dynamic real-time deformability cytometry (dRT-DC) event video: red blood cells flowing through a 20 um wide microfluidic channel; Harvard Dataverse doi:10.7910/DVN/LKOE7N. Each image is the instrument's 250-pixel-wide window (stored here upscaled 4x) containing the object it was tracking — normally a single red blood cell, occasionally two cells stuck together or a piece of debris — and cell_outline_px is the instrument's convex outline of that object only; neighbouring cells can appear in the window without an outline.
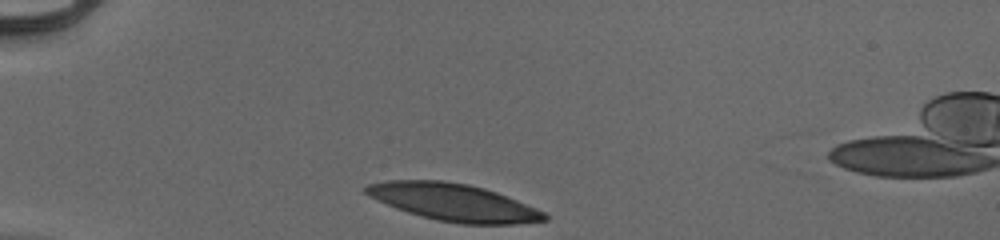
{"species": "human", "species_latin": "Homo sapiens", "temperature_condition": "cold", "stored_images_in_passage": 31, "camera_frame_rate_fps": 3000, "um_per_image_px": 0.085, "donor": {"sex": "male"}, "frame": {"image": 1, "passage_image": 1, "time_ms": 0.0, "image_size_px": [1000, 240], "cell_outline_px": [[548, 220], [516, 224], [460, 224], [436, 220], [420, 216], [396, 208], [376, 200], [368, 196], [364, 192], [364, 188], [368, 184], [388, 180], [444, 180], [468, 184], [484, 188], [496, 192], [548, 212]], "centroid_in_image_um": [38.57, 17.2], "position_along_channel_um": 46.4, "area_um2": 39.02}}
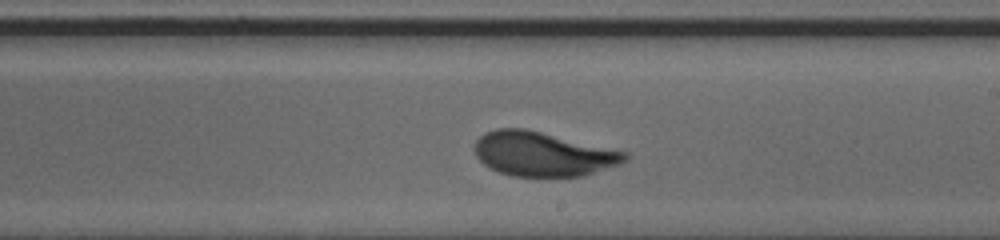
{"frame": {"image": 2, "passage_image": 19, "time_ms": 6.0, "image_size_px": [1000, 240], "cell_outline_px": [[628, 160], [620, 164], [584, 176], [512, 176], [488, 168], [476, 156], [476, 140], [484, 132], [496, 128], [524, 128], [628, 152]], "centroid_in_image_um": [46.16, 13.09], "position_along_channel_um": 242.8, "area_um2": 38.78}}
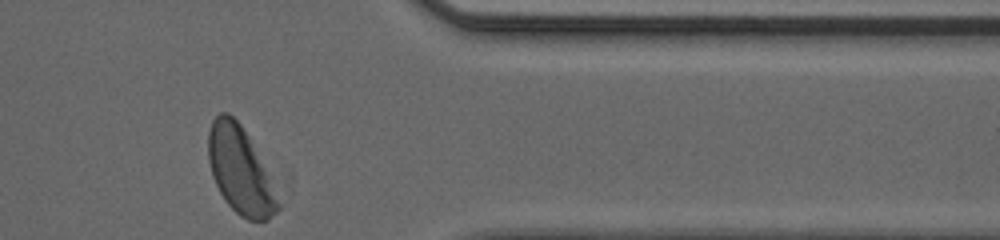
{"frame": {"image": 3, "passage_image": 31, "time_ms": 10.0, "image_size_px": [1000, 240], "cell_outline_px": [[280, 208], [268, 220], [248, 220], [240, 216], [224, 200], [212, 176], [208, 160], [208, 132], [212, 120], [220, 112], [228, 112], [240, 124], [280, 204]], "centroid_in_image_um": [20.32, 14.51], "position_along_channel_um": 391.1, "area_um2": 33.7}, "authors_computed_cell_mechanics": {"area_um2": 39.015, "velocity_mm_per_s": 3.9189, "shape_relaxation_time_tau1_ms": 2.2468, "shape_relaxation_time_tau2_ms": 0.8426, "deformation_change_tau1": 0.1463, "deformation_change_tau2": 0.0699}}